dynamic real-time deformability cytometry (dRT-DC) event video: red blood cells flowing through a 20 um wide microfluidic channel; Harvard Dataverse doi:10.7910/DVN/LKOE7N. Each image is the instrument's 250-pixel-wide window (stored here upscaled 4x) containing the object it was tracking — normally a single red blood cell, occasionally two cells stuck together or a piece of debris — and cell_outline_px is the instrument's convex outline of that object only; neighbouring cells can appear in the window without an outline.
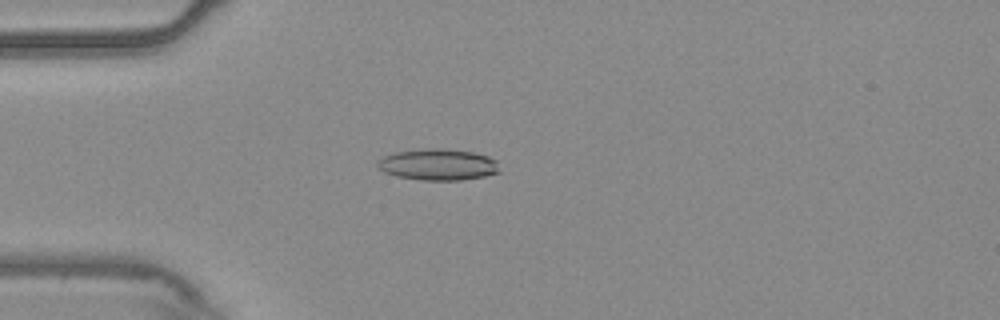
{"species": "common noctule bat (a hibernating species)", "species_latin": "Nyctalus noctula", "temperature_condition": "warm", "stored_images_in_passage": 54, "camera_frame_rate_fps": 3000, "um_per_image_px": 0.085, "animal": {"sex": "male", "body_mass_g": 20.4}, "frame": {"image": 1, "passage_image": 15, "time_ms": 4.667, "image_size_px": [1000, 320], "cell_outline_px": [[500, 172], [484, 176], [460, 180], [420, 180], [396, 176], [384, 172], [376, 164], [384, 156], [396, 152], [424, 148], [444, 148], [472, 152], [488, 156], [496, 160]], "centroid_in_image_um": [37.24, 13.98], "position_along_channel_um": 47.8, "area_um2": 22.25}}
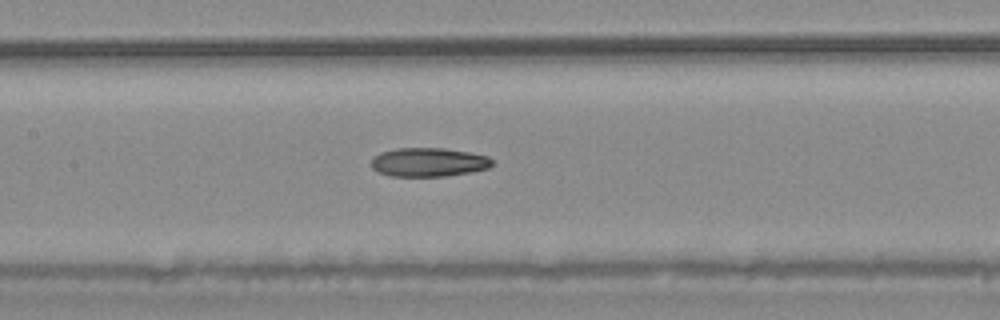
{"frame": {"image": 2, "passage_image": 26, "time_ms": 8.333, "image_size_px": [1000, 320], "cell_outline_px": [[492, 164], [488, 168], [468, 172], [444, 176], [392, 176], [380, 172], [372, 168], [372, 156], [380, 152], [396, 148], [444, 148], [468, 152], [488, 156], [492, 160]], "centroid_in_image_um": [36.4, 13.77], "position_along_channel_um": 171.0, "area_um2": 20.17}}
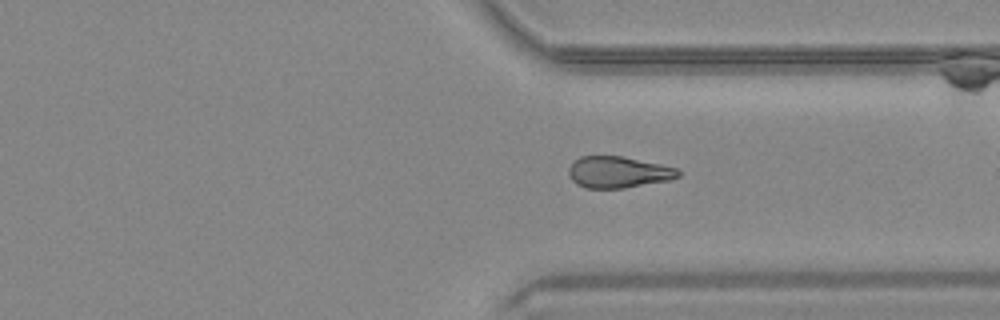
{"frame": {"image": 3, "passage_image": 41, "time_ms": 13.333, "image_size_px": [1000, 320], "cell_outline_px": [[680, 176], [672, 180], [624, 188], [584, 188], [576, 184], [572, 180], [568, 172], [568, 168], [580, 156], [624, 156], [660, 164], [676, 168], [680, 172]], "centroid_in_image_um": [52.56, 14.64], "position_along_channel_um": 358.8, "area_um2": 20.17}, "authors_computed_cell_mechanics": {"area_um2": 20.7213, "velocity_mm_per_s": 3.7553, "shape_relaxation_time_tau1_ms": null, "shape_relaxation_time_tau2_ms": 4.4338, "deformation_change_tau1": null, "deformation_change_tau2": 0.1336}}